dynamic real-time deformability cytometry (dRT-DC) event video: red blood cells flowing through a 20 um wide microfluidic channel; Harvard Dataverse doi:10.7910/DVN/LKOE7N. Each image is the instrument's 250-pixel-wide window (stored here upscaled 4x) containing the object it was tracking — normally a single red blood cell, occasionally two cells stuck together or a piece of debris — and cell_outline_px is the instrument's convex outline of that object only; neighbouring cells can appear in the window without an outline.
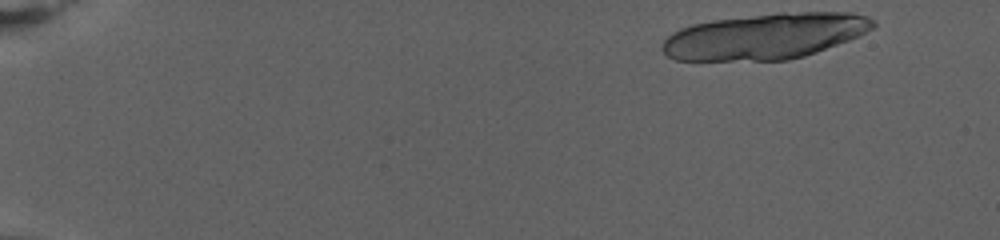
{"species": "human", "species_latin": "Homo sapiens", "temperature_condition": "warm", "stored_images_in_passage": 28, "segment_of_instrument_passage": [1, 2], "camera_frame_rate_fps": 3000, "um_per_image_px": 0.085, "donor": {"sex": "female"}, "frame": {"image": 1, "passage_image": 2, "time_ms": 0.333, "image_size_px": [1000, 240], "cell_outline_px": [[876, 24], [872, 28], [848, 40], [816, 52], [804, 56], [788, 60], [676, 60], [668, 56], [660, 48], [660, 44], [672, 32], [680, 28], [692, 24], [712, 20], [776, 12], [852, 12], [868, 16]], "centroid_in_image_um": [64.99, 3.07], "position_along_channel_um": 20.0, "area_um2": 56.36}}